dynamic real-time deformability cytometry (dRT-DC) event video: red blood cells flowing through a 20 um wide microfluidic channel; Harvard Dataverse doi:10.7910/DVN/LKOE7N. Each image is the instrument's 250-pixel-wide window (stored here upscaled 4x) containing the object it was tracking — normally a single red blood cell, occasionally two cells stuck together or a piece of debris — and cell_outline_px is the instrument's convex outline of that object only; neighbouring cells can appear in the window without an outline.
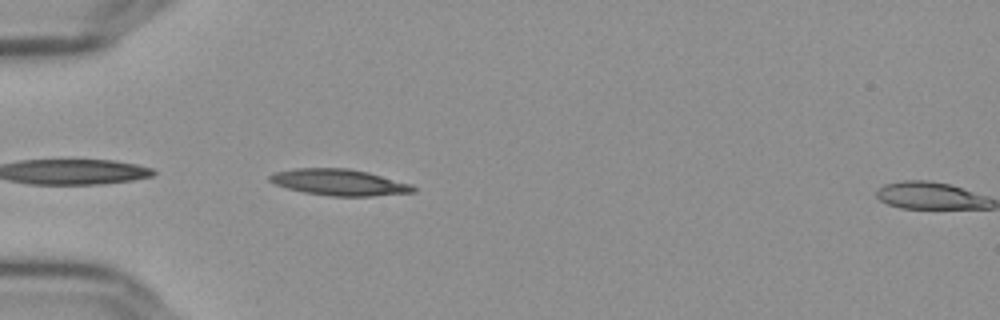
{"species": "Egyptian fruit bat (a non-hibernating species)", "species_latin": "Rousettus aegyptiacus", "temperature_condition": "cold", "stored_images_in_passage": 3, "camera_frame_rate_fps": 3000, "um_per_image_px": 0.085, "frame": {"image": 1, "passage_image": 2, "time_ms": 0.333, "image_size_px": [1000, 320], "cell_outline_px": [[416, 192], [372, 196], [332, 196], [304, 192], [288, 188], [276, 184], [268, 180], [268, 176], [272, 172], [296, 168], [348, 168], [368, 172], [412, 184], [416, 188]], "centroid_in_image_um": [28.84, 15.49], "position_along_channel_um": 56.2, "area_um2": 22.02}}